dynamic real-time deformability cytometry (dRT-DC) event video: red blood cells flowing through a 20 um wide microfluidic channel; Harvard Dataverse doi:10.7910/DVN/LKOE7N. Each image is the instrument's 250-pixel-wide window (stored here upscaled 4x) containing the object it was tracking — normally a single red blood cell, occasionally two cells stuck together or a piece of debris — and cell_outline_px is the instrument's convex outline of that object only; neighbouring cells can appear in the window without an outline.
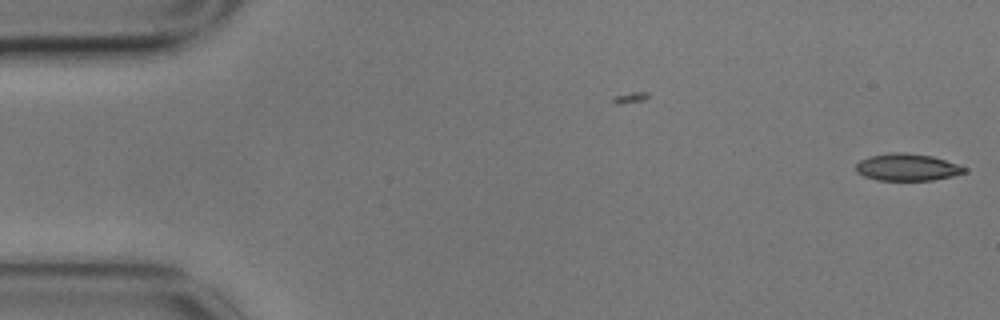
{"species": "common noctule bat (a hibernating species)", "species_latin": "Nyctalus noctula", "temperature_condition": "cold", "stored_images_in_passage": 2, "camera_frame_rate_fps": 3000, "um_per_image_px": 0.085, "animal": {"sex": "male", "body_mass_g": 17.9}, "frame": {"image": 1, "passage_image": 2, "time_ms": 0.333, "image_size_px": [1000, 320], "cell_outline_px": [[968, 172], [952, 176], [932, 180], [876, 180], [864, 176], [856, 172], [856, 164], [860, 160], [868, 156], [892, 152], [904, 152], [932, 156], [968, 168]], "centroid_in_image_um": [77.1, 14.21], "position_along_channel_um": 7.9, "area_um2": 17.17}}